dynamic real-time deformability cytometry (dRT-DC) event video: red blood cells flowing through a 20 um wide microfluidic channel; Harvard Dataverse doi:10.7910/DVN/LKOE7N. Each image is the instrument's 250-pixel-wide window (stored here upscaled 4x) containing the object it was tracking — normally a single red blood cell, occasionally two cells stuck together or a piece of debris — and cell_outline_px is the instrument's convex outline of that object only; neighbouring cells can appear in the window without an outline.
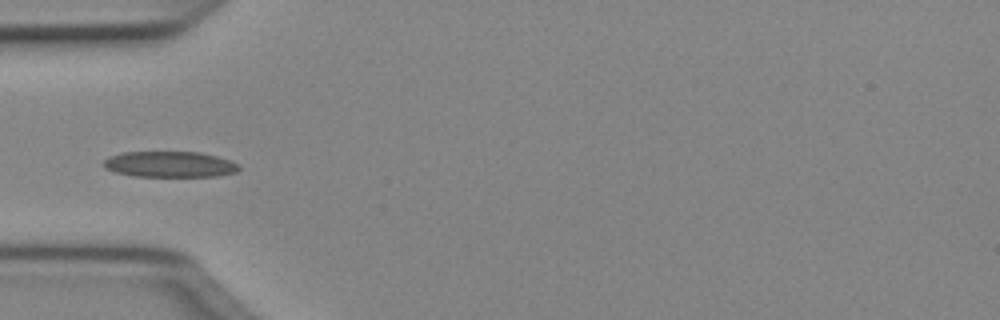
{"species": "Egyptian fruit bat (a non-hibernating species)", "species_latin": "Rousettus aegyptiacus", "temperature_condition": "cold", "stored_images_in_passage": 35, "camera_frame_rate_fps": 3000, "um_per_image_px": 0.085, "animal": {"sex": "female"}, "frame": {"image": 1, "passage_image": 1, "time_ms": 0.0, "image_size_px": [1000, 320], "cell_outline_px": [[240, 168], [236, 172], [220, 176], [132, 176], [116, 172], [104, 168], [100, 164], [108, 156], [124, 152], [200, 152], [232, 160], [240, 164]], "centroid_in_image_um": [14.43, 13.96], "position_along_channel_um": 70.6, "area_um2": 20.63}}
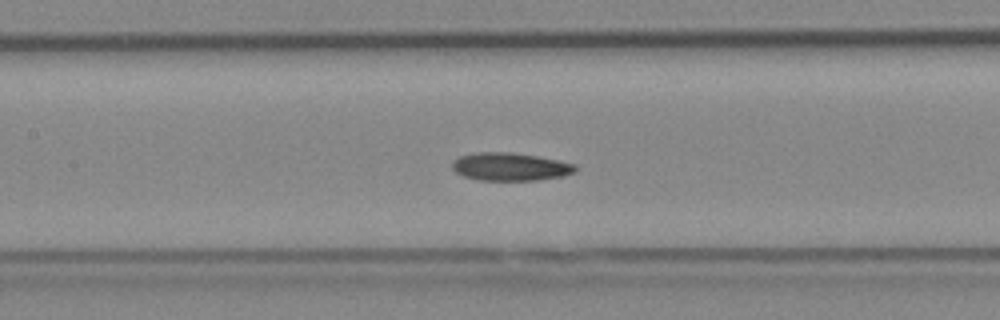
{"frame": {"image": 2, "passage_image": 8, "time_ms": 2.333, "image_size_px": [1000, 320], "cell_outline_px": [[576, 172], [564, 176], [536, 180], [480, 180], [464, 176], [456, 172], [452, 168], [452, 160], [460, 156], [476, 152], [512, 152], [536, 156], [576, 164]], "centroid_in_image_um": [43.36, 14.17], "position_along_channel_um": 164.0, "area_um2": 20.06}}
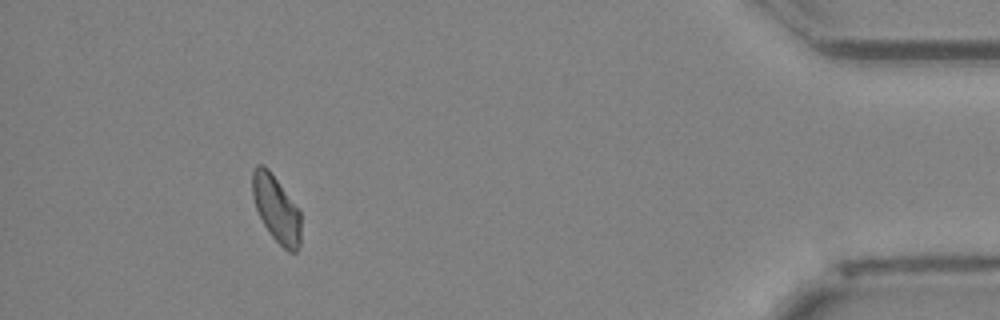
{"frame": {"image": 3, "passage_image": 31, "time_ms": 10.0, "image_size_px": [1000, 320], "cell_outline_px": [[300, 244], [296, 252], [288, 252], [272, 236], [264, 224], [256, 208], [252, 196], [252, 172], [256, 164], [264, 164], [268, 168], [300, 208]], "centroid_in_image_um": [23.49, 17.71], "position_along_channel_um": 411.7, "area_um2": 18.96}, "authors_computed_cell_mechanics": {"area_um2": 19.4208, "velocity_mm_per_s": 4.0007, "shape_relaxation_time_tau1_ms": 7.433, "shape_relaxation_time_tau2_ms": 4.8469, "deformation_change_tau1": 0.1562, "deformation_change_tau2": 0.1048}}